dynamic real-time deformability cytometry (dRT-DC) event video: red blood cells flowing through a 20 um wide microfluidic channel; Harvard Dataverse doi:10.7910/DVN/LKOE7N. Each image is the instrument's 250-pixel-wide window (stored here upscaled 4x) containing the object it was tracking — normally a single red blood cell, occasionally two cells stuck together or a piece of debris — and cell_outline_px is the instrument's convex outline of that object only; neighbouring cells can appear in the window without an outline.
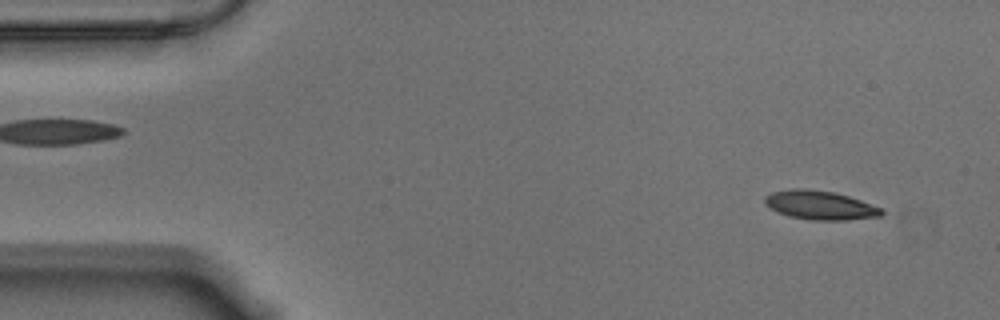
{"species": "Egyptian fruit bat (a non-hibernating species)", "species_latin": "Rousettus aegyptiacus", "temperature_condition": "warm", "stored_images_in_passage": 56, "camera_frame_rate_fps": 3000, "um_per_image_px": 0.085, "animal": {"sex": "male"}, "frame": {"image": 1, "passage_image": 4, "time_ms": 1.0, "image_size_px": [1000, 320], "cell_outline_px": [[884, 212], [880, 216], [848, 220], [808, 220], [788, 216], [776, 212], [764, 204], [764, 196], [772, 192], [792, 188], [804, 188], [832, 192], [848, 196], [884, 208]], "centroid_in_image_um": [69.68, 17.45], "position_along_channel_um": 15.3, "area_um2": 19.88}}
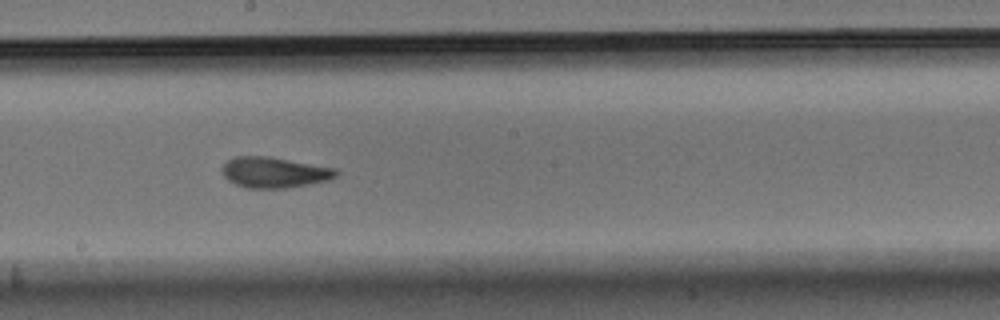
{"frame": {"image": 2, "passage_image": 30, "time_ms": 9.667, "image_size_px": [1000, 320], "cell_outline_px": [[340, 172], [336, 176], [328, 180], [288, 188], [248, 188], [236, 184], [228, 180], [224, 176], [220, 168], [228, 160], [236, 156], [268, 156], [336, 168]], "centroid_in_image_um": [23.31, 14.65], "position_along_channel_um": 224.9, "area_um2": 20.4}}
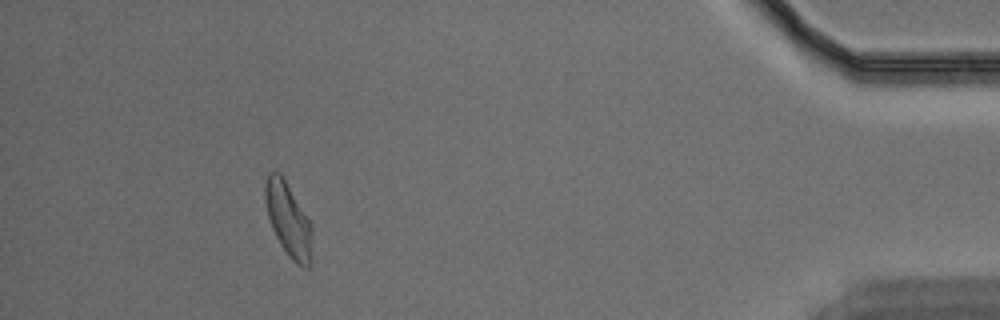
{"frame": {"image": 3, "passage_image": 51, "time_ms": 16.667, "image_size_px": [1000, 320], "cell_outline_px": [[312, 264], [308, 268], [304, 268], [296, 264], [288, 256], [280, 244], [272, 228], [268, 216], [264, 200], [264, 184], [268, 172], [280, 172], [312, 224]], "centroid_in_image_um": [24.52, 18.7], "position_along_channel_um": 410.7, "area_um2": 20.52}, "authors_computed_cell_mechanics": {"area_um2": 20.0277, "velocity_mm_per_s": 3.5353, "shape_relaxation_time_tau1_ms": 4.4427, "shape_relaxation_time_tau2_ms": 2.1183, "deformation_change_tau1": 0.1688, "deformation_change_tau2": 0.0655}}